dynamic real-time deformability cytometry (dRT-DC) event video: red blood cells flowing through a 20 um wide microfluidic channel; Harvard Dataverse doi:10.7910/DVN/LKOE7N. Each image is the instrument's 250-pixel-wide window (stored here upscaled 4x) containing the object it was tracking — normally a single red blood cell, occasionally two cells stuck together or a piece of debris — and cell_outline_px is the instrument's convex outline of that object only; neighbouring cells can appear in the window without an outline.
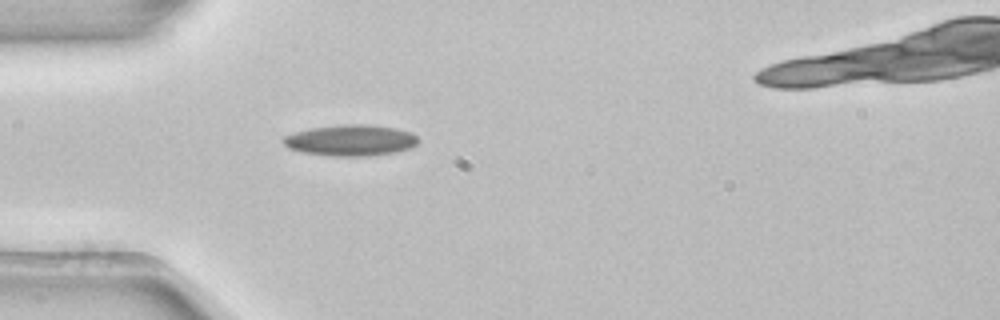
{"species": "common noctule bat (a hibernating species)", "species_latin": "Nyctalus noctula", "temperature_condition": "room temperature", "stored_images_in_passage": 1, "camera_frame_rate_fps": 3000, "um_per_image_px": 0.085, "animal": {"sex": "female", "body_mass_g": 22.7, "forearm_length_mm": 54.2}, "frame": {"image": 1, "passage_image": 1, "time_ms": 0.0, "image_size_px": [1000, 320], "cell_outline_px": [[420, 140], [412, 148], [396, 152], [368, 156], [332, 156], [304, 152], [288, 148], [284, 144], [284, 136], [296, 132], [312, 128], [344, 124], [364, 124], [396, 128], [412, 132]], "centroid_in_image_um": [29.86, 11.93], "position_along_channel_um": 55.1, "area_um2": 24.39}}